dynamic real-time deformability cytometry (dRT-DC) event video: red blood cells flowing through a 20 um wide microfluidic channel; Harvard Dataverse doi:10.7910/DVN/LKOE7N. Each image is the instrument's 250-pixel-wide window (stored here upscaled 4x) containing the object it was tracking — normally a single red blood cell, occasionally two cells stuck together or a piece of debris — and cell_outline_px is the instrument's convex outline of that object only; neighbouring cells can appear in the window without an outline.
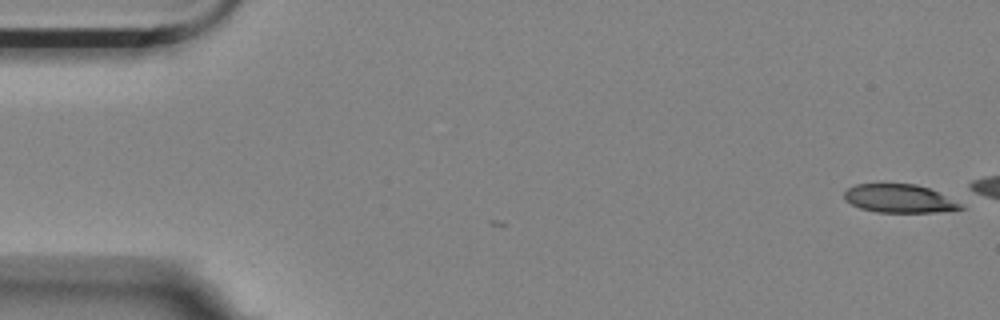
{"species": "Egyptian fruit bat (a non-hibernating species)", "species_latin": "Rousettus aegyptiacus", "temperature_condition": "room temperature", "stored_images_in_passage": 4, "camera_frame_rate_fps": 3000, "um_per_image_px": 0.085, "animal": {"sex": "female"}, "frame": {"image": 1, "passage_image": 1, "time_ms": 0.0, "image_size_px": [1000, 320], "cell_outline_px": [[964, 208], [936, 212], [876, 212], [860, 208], [844, 200], [844, 192], [848, 188], [856, 184], [916, 184], [928, 188], [960, 204]], "centroid_in_image_um": [76.36, 16.88], "position_along_channel_um": 8.6, "area_um2": 18.84}}